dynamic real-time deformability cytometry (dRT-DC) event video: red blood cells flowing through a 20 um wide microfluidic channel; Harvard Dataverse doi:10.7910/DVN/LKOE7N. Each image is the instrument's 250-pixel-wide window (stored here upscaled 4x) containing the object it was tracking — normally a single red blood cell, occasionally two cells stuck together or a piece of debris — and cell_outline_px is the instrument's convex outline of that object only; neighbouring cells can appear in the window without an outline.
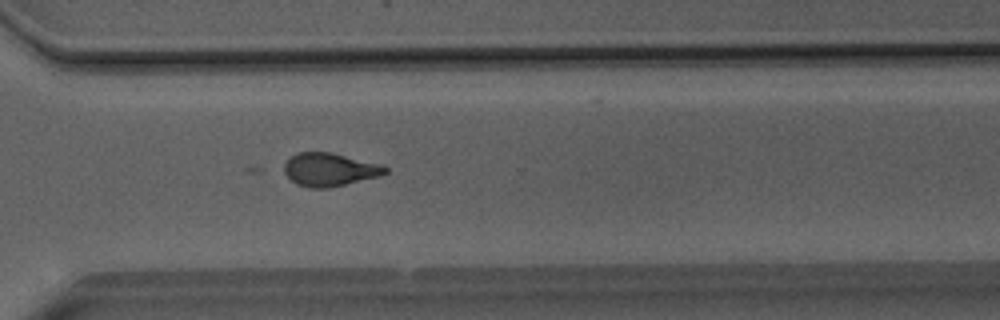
{"species": "Egyptian fruit bat (a non-hibernating species)", "species_latin": "Rousettus aegyptiacus", "temperature_condition": "room temperature", "stored_images_in_passage": 35, "camera_frame_rate_fps": 3000, "um_per_image_px": 0.085, "animal": {"sex": "male"}, "frame": {"image": 1, "passage_image": 26, "time_ms": 8.333, "image_size_px": [1000, 320], "cell_outline_px": [[388, 172], [380, 176], [328, 188], [308, 188], [296, 184], [284, 172], [284, 164], [296, 152], [332, 152], [384, 164], [388, 168]], "centroid_in_image_um": [28.06, 14.4], "position_along_channel_um": 342.5, "area_um2": 19.77}}
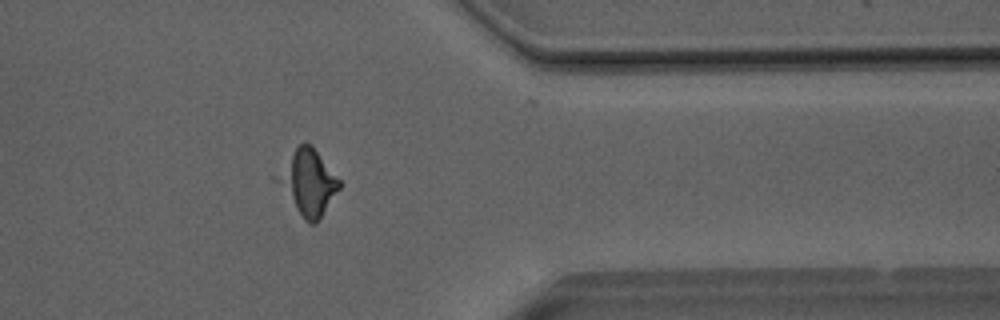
{"frame": {"image": 2, "passage_image": 30, "time_ms": 9.667, "image_size_px": [1000, 320], "cell_outline_px": [[340, 188], [316, 224], [308, 224], [304, 220], [296, 208], [284, 180], [284, 176], [292, 156], [296, 148], [304, 140], [312, 144], [340, 180]], "centroid_in_image_um": [26.41, 15.52], "position_along_channel_um": 385.0, "area_um2": 20.98}}